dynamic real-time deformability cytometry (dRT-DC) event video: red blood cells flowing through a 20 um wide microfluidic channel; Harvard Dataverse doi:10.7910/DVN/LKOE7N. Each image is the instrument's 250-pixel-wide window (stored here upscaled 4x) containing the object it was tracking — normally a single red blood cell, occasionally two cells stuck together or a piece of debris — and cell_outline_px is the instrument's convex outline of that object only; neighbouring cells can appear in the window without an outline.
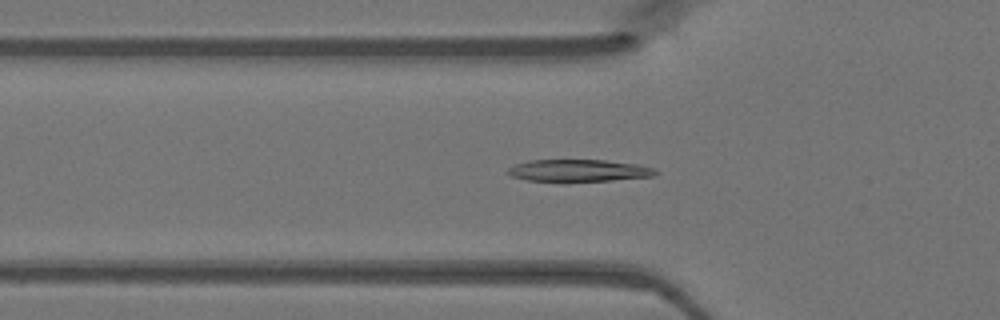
{"species": "Egyptian fruit bat (a non-hibernating species)", "species_latin": "Rousettus aegyptiacus", "temperature_condition": "warm", "stored_images_in_passage": 43, "camera_frame_rate_fps": 3000, "um_per_image_px": 0.085, "animal": {"sex": "female"}, "frame": {"image": 1, "passage_image": 15, "time_ms": 4.667, "image_size_px": [1000, 320], "cell_outline_px": [[660, 172], [652, 176], [612, 180], [528, 180], [512, 176], [504, 172], [508, 168], [516, 164], [528, 160], [604, 160], [636, 164], [656, 168]], "centroid_in_image_um": [49.2, 14.47], "position_along_channel_um": 76.6, "area_um2": 18.61}}
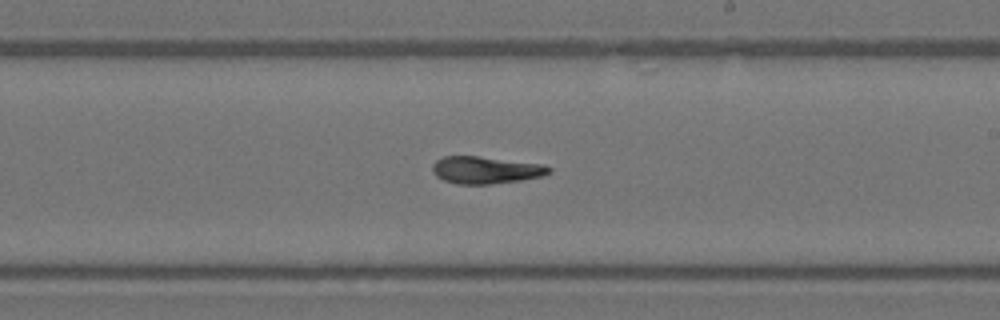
{"frame": {"image": 2, "passage_image": 27, "time_ms": 8.667, "image_size_px": [1000, 320], "cell_outline_px": [[552, 172], [544, 176], [520, 180], [488, 184], [456, 184], [444, 180], [436, 176], [432, 172], [432, 164], [436, 160], [444, 156], [476, 156], [540, 164], [552, 168]], "centroid_in_image_um": [41.26, 14.46], "position_along_channel_um": 247.7, "area_um2": 18.38}}
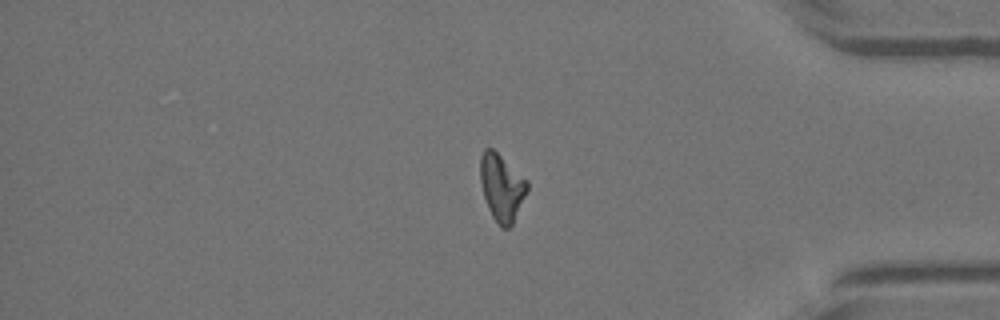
{"frame": {"image": 3, "passage_image": 39, "time_ms": 12.667, "image_size_px": [1000, 320], "cell_outline_px": [[528, 192], [512, 224], [508, 228], [500, 228], [492, 216], [488, 208], [484, 196], [480, 180], [480, 156], [484, 148], [492, 148], [528, 180]], "centroid_in_image_um": [42.65, 15.93], "position_along_channel_um": 392.5, "area_um2": 18.38}}